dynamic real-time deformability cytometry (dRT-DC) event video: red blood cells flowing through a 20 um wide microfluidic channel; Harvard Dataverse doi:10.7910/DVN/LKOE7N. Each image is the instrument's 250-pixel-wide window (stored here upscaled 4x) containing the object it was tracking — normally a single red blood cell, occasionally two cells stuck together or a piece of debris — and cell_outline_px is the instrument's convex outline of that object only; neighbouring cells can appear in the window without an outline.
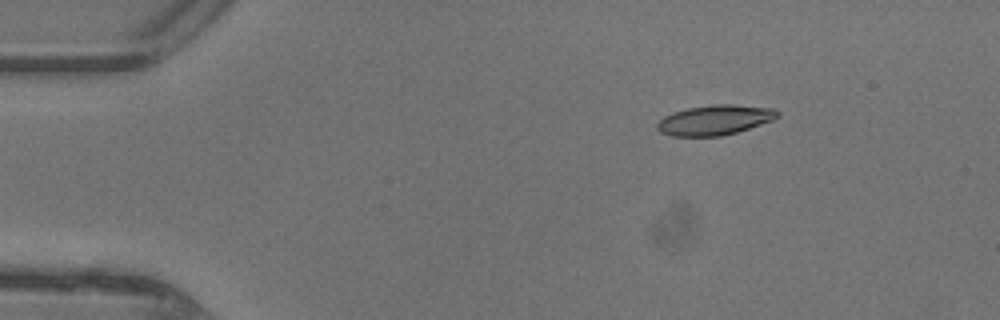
{"species": "common noctule bat (a hibernating species)", "species_latin": "Nyctalus noctula", "temperature_condition": "warm", "stored_images_in_passage": 41, "camera_frame_rate_fps": 3000, "um_per_image_px": 0.085, "animal": {"sex": "female"}, "frame": {"image": 1, "passage_image": 1, "time_ms": 0.0, "image_size_px": [1000, 320], "cell_outline_px": [[780, 116], [772, 120], [736, 132], [720, 136], [672, 136], [660, 132], [656, 128], [656, 124], [664, 116], [672, 112], [688, 108], [712, 104], [732, 104], [776, 108], [780, 112]], "centroid_in_image_um": [60.76, 10.19], "position_along_channel_um": 24.2, "area_um2": 21.1}}
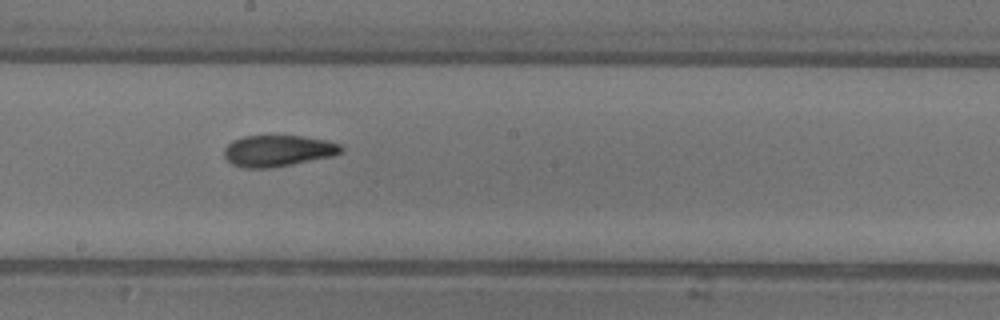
{"frame": {"image": 2, "passage_image": 20, "time_ms": 6.333, "image_size_px": [1000, 320], "cell_outline_px": [[344, 152], [332, 156], [272, 168], [244, 168], [232, 164], [224, 156], [224, 148], [232, 140], [244, 136], [300, 136], [328, 140], [340, 144], [344, 148]], "centroid_in_image_um": [23.64, 12.82], "position_along_channel_um": 224.6, "area_um2": 21.44}}
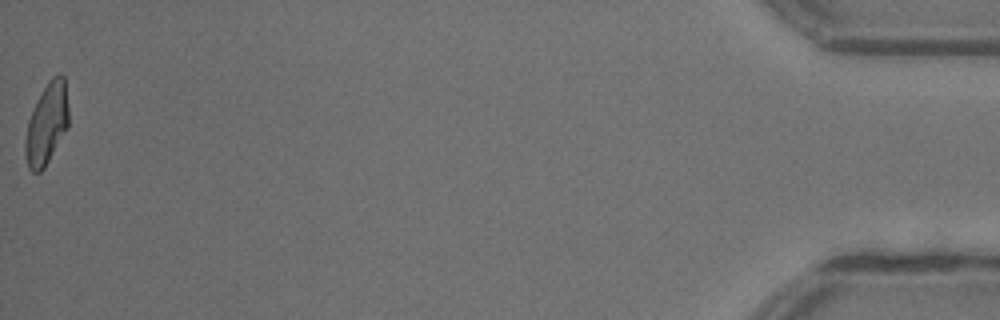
{"frame": {"image": 3, "passage_image": 41, "time_ms": 13.333, "image_size_px": [1000, 320], "cell_outline_px": [[68, 128], [44, 168], [40, 172], [32, 172], [28, 168], [24, 152], [24, 140], [28, 120], [36, 100], [48, 80], [56, 72], [60, 72], [64, 76], [68, 104]], "centroid_in_image_um": [3.96, 10.5], "position_along_channel_um": 431.2, "area_um2": 20.92}, "authors_computed_cell_mechanics": {"area_um2": 21.2126, "velocity_mm_per_s": 4.4226, "shape_relaxation_time_tau1_ms": 4.6383, "shape_relaxation_time_tau2_ms": 2.5351, "deformation_change_tau1": 0.1961, "deformation_change_tau2": 0.0944}}